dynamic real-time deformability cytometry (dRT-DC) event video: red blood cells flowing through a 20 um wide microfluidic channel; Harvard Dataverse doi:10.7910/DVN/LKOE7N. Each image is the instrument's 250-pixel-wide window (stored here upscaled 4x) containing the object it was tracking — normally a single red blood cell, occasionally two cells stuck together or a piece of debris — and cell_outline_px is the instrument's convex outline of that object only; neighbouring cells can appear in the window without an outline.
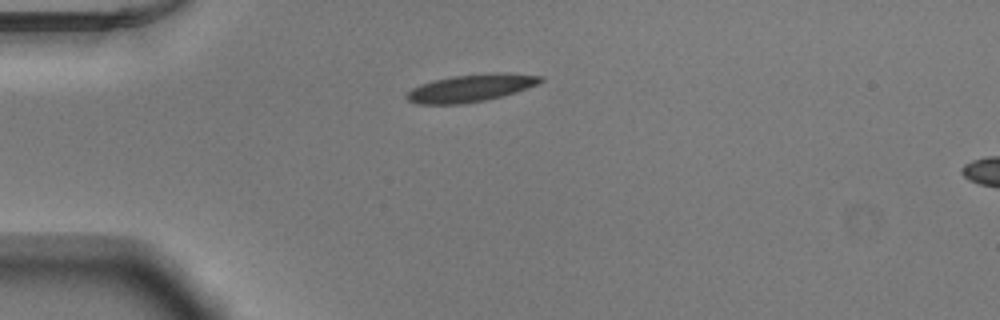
{"species": "Egyptian fruit bat (a non-hibernating species)", "species_latin": "Rousettus aegyptiacus", "temperature_condition": "warm", "stored_images_in_passage": 40, "camera_frame_rate_fps": 3000, "um_per_image_px": 0.085, "animal": {"sex": "male"}, "frame": {"image": 1, "passage_image": 1, "time_ms": 0.0, "image_size_px": [1000, 320], "cell_outline_px": [[544, 80], [536, 84], [504, 96], [484, 100], [460, 104], [420, 104], [408, 100], [404, 96], [412, 88], [420, 84], [452, 76], [492, 72], [504, 72], [544, 76]], "centroid_in_image_um": [40.03, 7.47], "position_along_channel_um": 45.0, "area_um2": 21.33}}
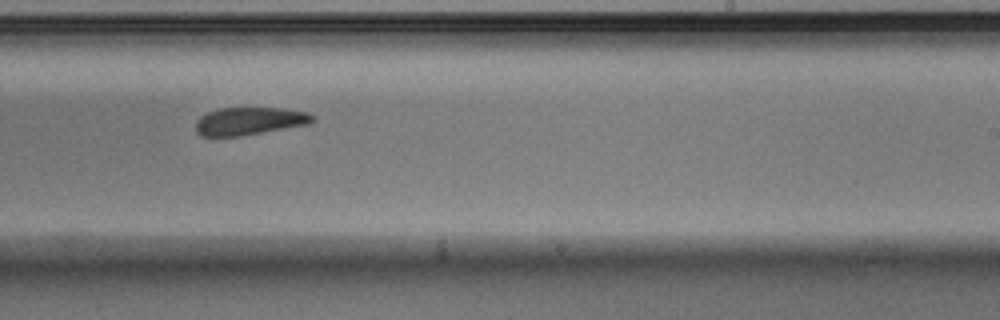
{"frame": {"image": 2, "passage_image": 20, "time_ms": 6.333, "image_size_px": [1000, 320], "cell_outline_px": [[316, 120], [308, 124], [240, 136], [200, 136], [196, 132], [196, 120], [200, 116], [208, 112], [220, 108], [284, 108], [308, 112], [316, 116]], "centroid_in_image_um": [21.22, 10.28], "position_along_channel_um": 267.8, "area_um2": 18.96}}
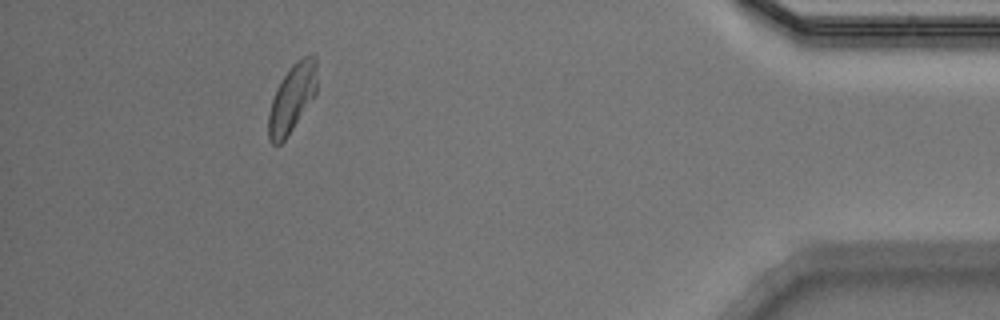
{"frame": {"image": 3, "passage_image": 35, "time_ms": 11.333, "image_size_px": [1000, 320], "cell_outline_px": [[316, 96], [284, 140], [280, 144], [272, 144], [268, 140], [268, 112], [276, 88], [292, 64], [296, 60], [308, 52], [312, 52], [316, 56]], "centroid_in_image_um": [24.84, 8.31], "position_along_channel_um": 410.4, "area_um2": 19.54}, "authors_computed_cell_mechanics": {"area_um2": 20.2589, "velocity_mm_per_s": 3.8744, "shape_relaxation_time_tau1_ms": 3.797, "shape_relaxation_time_tau2_ms": 3.5643, "deformation_change_tau1": 0.1229, "deformation_change_tau2": 0.0973}}